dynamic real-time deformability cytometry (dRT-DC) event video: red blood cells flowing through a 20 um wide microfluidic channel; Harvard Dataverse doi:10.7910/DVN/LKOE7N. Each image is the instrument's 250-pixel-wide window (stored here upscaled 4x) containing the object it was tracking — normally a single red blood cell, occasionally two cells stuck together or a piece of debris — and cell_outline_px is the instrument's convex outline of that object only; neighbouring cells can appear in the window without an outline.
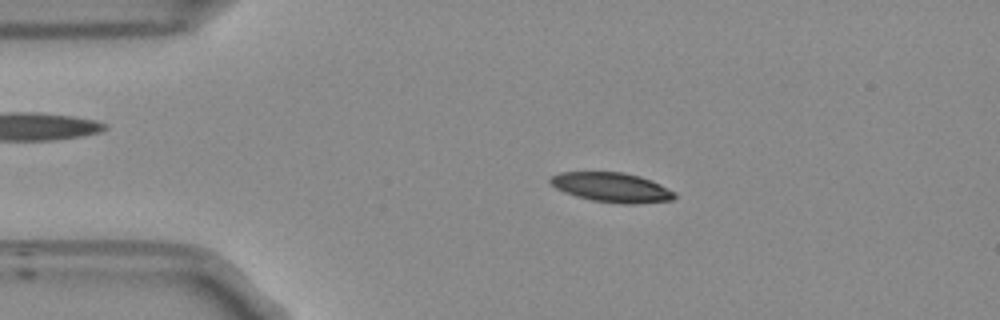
{"species": "Egyptian fruit bat (a non-hibernating species)", "species_latin": "Rousettus aegyptiacus", "temperature_condition": "room temperature", "stored_images_in_passage": 52, "camera_frame_rate_fps": 3000, "um_per_image_px": 0.085, "frame": {"image": 1, "passage_image": 10, "time_ms": 3.0, "image_size_px": [1000, 320], "cell_outline_px": [[676, 196], [672, 200], [632, 204], [624, 204], [592, 200], [576, 196], [564, 192], [548, 184], [548, 180], [552, 176], [560, 172], [624, 172], [640, 176], [660, 184], [676, 192]], "centroid_in_image_um": [51.98, 15.92], "position_along_channel_um": 33.0, "area_um2": 21.44}}
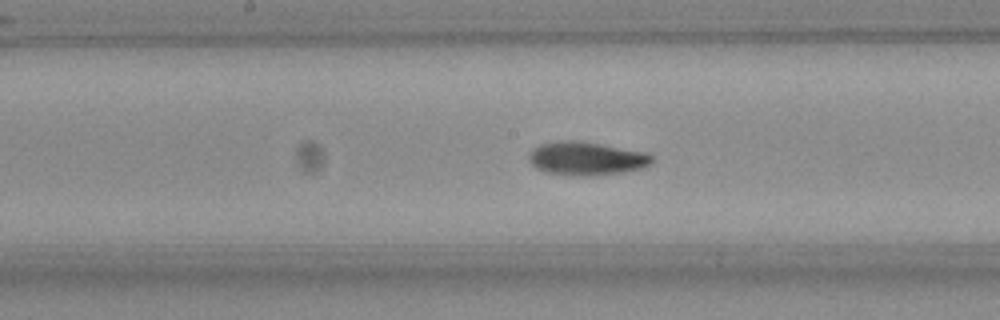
{"frame": {"image": 2, "passage_image": 26, "time_ms": 8.333, "image_size_px": [1000, 320], "cell_outline_px": [[652, 160], [648, 164], [636, 168], [620, 172], [588, 176], [572, 176], [548, 172], [536, 168], [532, 164], [528, 156], [532, 148], [540, 144], [568, 140], [572, 140], [600, 144], [644, 152], [652, 156]], "centroid_in_image_um": [49.76, 13.47], "position_along_channel_um": 198.4, "area_um2": 23.35}}
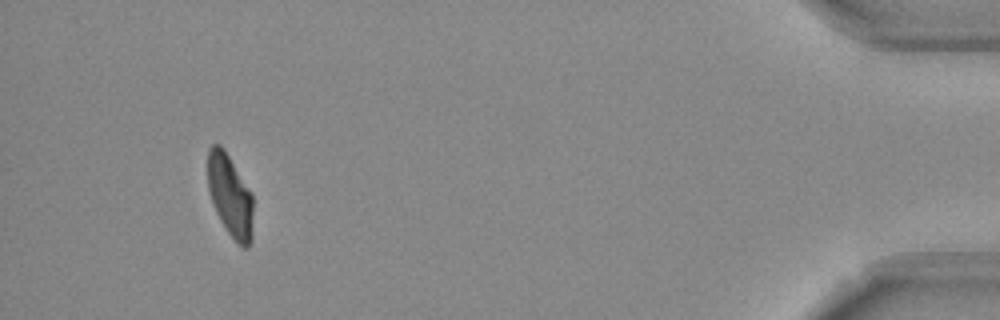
{"frame": {"image": 3, "passage_image": 49, "time_ms": 16.0, "image_size_px": [1000, 320], "cell_outline_px": [[252, 240], [248, 248], [244, 248], [236, 244], [220, 220], [216, 212], [208, 188], [208, 148], [212, 144], [220, 144], [224, 148], [252, 192]], "centroid_in_image_um": [19.57, 16.64], "position_along_channel_um": 415.6, "area_um2": 21.91}, "authors_computed_cell_mechanics": {"area_um2": 22.253, "velocity_mm_per_s": 3.8094, "shape_relaxation_time_tau1_ms": 6.0398, "shape_relaxation_time_tau2_ms": 3.8563, "deformation_change_tau1": 0.1788, "deformation_change_tau2": 0.0905}}